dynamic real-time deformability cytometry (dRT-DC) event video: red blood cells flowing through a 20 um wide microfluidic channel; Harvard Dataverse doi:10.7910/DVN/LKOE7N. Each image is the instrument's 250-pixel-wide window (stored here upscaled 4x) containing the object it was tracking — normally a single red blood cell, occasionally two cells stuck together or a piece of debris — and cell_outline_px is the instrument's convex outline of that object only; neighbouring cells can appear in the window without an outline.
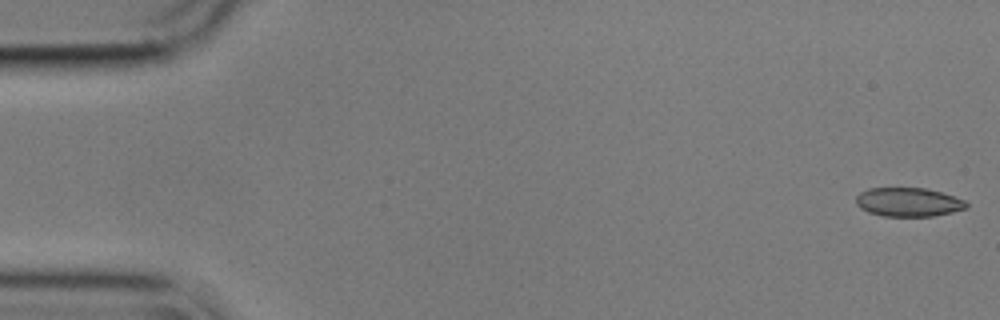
{"species": "common noctule bat (a hibernating species)", "species_latin": "Nyctalus noctula", "temperature_condition": "cold", "stored_images_in_passage": 8, "camera_frame_rate_fps": 3000, "um_per_image_px": 0.085, "animal": {"sex": "male", "body_mass_g": 17.9}, "frame": {"image": 1, "passage_image": 1, "time_ms": 0.0, "image_size_px": [1000, 320], "cell_outline_px": [[968, 208], [952, 212], [932, 216], [884, 216], [868, 212], [860, 208], [856, 204], [856, 196], [860, 192], [868, 188], [924, 188], [940, 192], [964, 200], [968, 204]], "centroid_in_image_um": [77.19, 17.18], "position_along_channel_um": 7.8, "area_um2": 18.5}}